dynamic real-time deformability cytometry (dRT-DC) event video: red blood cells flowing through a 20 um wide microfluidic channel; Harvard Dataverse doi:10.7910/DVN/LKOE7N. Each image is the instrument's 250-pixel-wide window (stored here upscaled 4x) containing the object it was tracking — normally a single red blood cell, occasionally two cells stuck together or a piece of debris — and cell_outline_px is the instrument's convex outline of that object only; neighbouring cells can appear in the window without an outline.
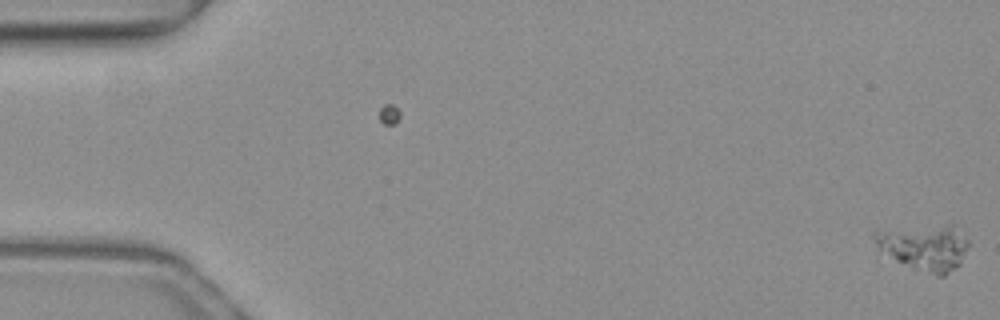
{"species": "common noctule bat (a hibernating species)", "species_latin": "Nyctalus noctula", "temperature_condition": "warm", "stored_images_in_passage": 5, "camera_frame_rate_fps": 3000, "um_per_image_px": 0.085, "animal": {"sex": "female", "body_mass_g": 19.3, "forearm_length_mm": 54.1}, "frame": {"image": 1, "passage_image": 5, "time_ms": 1.333, "image_size_px": [1000, 320], "cell_outline_px": [[968, 244], [960, 264], [956, 268], [944, 276], [936, 276], [912, 268], [896, 260], [876, 248], [872, 236], [872, 232], [876, 228], [944, 224], [956, 224], [968, 240]], "centroid_in_image_um": [78.52, 20.96], "position_along_channel_um": 6.5, "area_um2": 26.07}}